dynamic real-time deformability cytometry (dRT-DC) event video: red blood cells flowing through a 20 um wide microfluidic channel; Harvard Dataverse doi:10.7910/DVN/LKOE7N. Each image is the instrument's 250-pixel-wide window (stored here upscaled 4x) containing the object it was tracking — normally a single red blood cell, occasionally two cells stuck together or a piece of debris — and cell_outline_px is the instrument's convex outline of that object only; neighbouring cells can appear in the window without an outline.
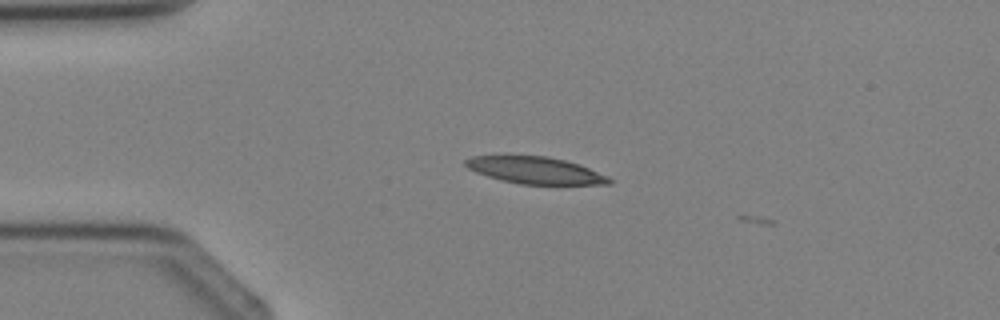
{"species": "Egyptian fruit bat (a non-hibernating species)", "species_latin": "Rousettus aegyptiacus", "temperature_condition": "cold", "stored_images_in_passage": 2, "camera_frame_rate_fps": 3000, "um_per_image_px": 0.085, "animal": {"sex": "female"}, "frame": {"image": 1, "passage_image": 1, "time_ms": 0.0, "image_size_px": [1000, 320], "cell_outline_px": [[612, 184], [520, 184], [488, 176], [476, 172], [468, 168], [464, 164], [464, 160], [472, 156], [548, 156], [580, 164], [608, 176], [612, 180]], "centroid_in_image_um": [45.52, 14.47], "position_along_channel_um": 39.5, "area_um2": 22.31}}